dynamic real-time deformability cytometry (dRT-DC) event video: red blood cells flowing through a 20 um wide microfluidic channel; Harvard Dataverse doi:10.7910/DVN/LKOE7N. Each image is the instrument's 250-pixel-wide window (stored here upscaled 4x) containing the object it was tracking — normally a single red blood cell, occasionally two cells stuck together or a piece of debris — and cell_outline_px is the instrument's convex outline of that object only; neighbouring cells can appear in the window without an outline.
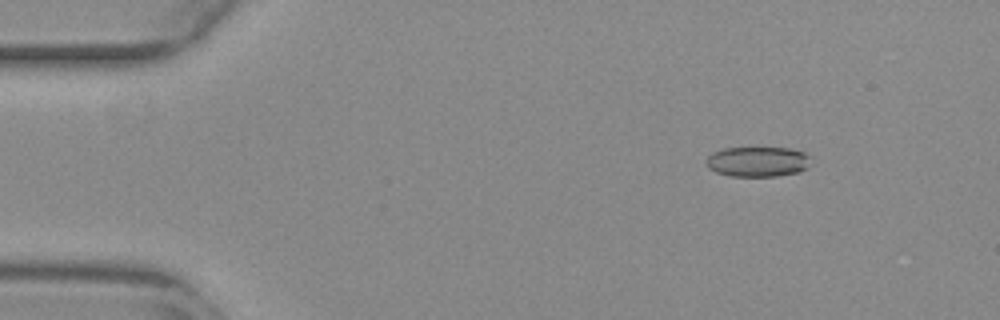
{"species": "common noctule bat (a hibernating species)", "species_latin": "Nyctalus noctula", "temperature_condition": "warm", "stored_images_in_passage": 54, "camera_frame_rate_fps": 3000, "um_per_image_px": 0.085, "animal": {"sex": "female", "body_mass_g": 29.2, "forearm_length_mm": 56.3}, "frame": {"image": 1, "passage_image": 7, "time_ms": 2.0, "image_size_px": [1000, 320], "cell_outline_px": [[812, 156], [808, 168], [800, 172], [776, 176], [732, 176], [716, 172], [708, 168], [704, 160], [712, 152], [724, 148], [788, 148], [804, 152]], "centroid_in_image_um": [64.42, 13.74], "position_along_channel_um": 20.6, "area_um2": 18.61}}
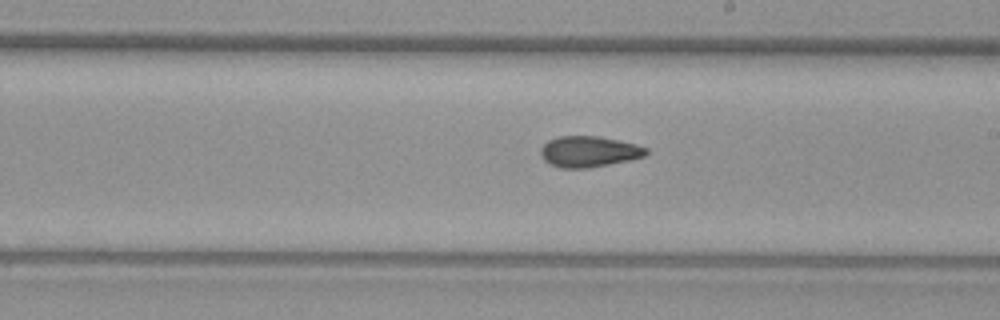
{"frame": {"image": 2, "passage_image": 31, "time_ms": 10.0, "image_size_px": [1000, 320], "cell_outline_px": [[648, 152], [644, 156], [632, 160], [588, 168], [560, 168], [548, 164], [544, 160], [540, 152], [540, 148], [548, 140], [560, 136], [600, 136], [620, 140], [636, 144], [648, 148]], "centroid_in_image_um": [50.06, 12.89], "position_along_channel_um": 238.9, "area_um2": 19.25}}
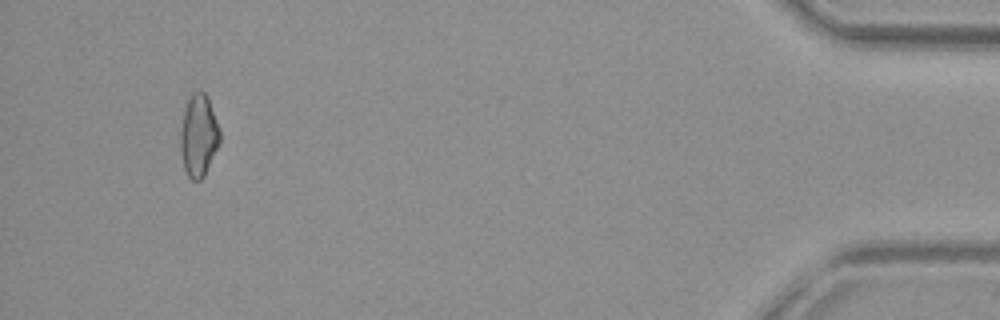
{"frame": {"image": 3, "passage_image": 51, "time_ms": 16.667, "image_size_px": [1000, 320], "cell_outline_px": [[220, 140], [204, 176], [200, 180], [192, 180], [188, 176], [184, 168], [180, 152], [180, 132], [184, 108], [188, 96], [192, 92], [204, 92], [208, 96], [220, 128]], "centroid_in_image_um": [16.87, 11.49], "position_along_channel_um": 418.3, "area_um2": 19.02}, "authors_computed_cell_mechanics": {"area_um2": 18.9873, "velocity_mm_per_s": 3.8541, "shape_relaxation_time_tau1_ms": null, "shape_relaxation_time_tau2_ms": 2.3584, "deformation_change_tau1": null, "deformation_change_tau2": 0.0773}}